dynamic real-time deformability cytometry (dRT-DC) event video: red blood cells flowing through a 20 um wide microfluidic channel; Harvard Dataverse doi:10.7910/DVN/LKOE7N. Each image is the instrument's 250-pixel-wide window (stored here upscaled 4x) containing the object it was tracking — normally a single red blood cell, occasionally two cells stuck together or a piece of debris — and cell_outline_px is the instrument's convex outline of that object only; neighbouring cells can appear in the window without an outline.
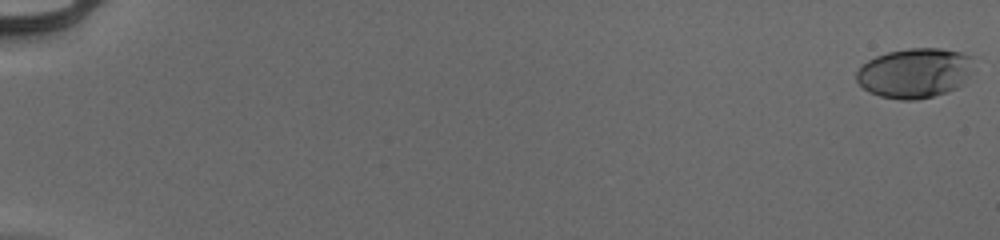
{"species": "human", "species_latin": "Homo sapiens", "temperature_condition": "cold", "stored_images_in_passage": 55, "camera_frame_rate_fps": 3000, "um_per_image_px": 0.085, "donor": {"sex": "male"}, "frame": {"image": 1, "passage_image": 1, "time_ms": 0.0, "image_size_px": [1000, 240], "cell_outline_px": [[976, 72], [964, 84], [948, 92], [916, 100], [900, 100], [880, 96], [868, 92], [856, 80], [856, 72], [868, 60], [876, 56], [888, 52], [908, 48], [940, 48], [964, 52], [972, 56]], "centroid_in_image_um": [77.84, 6.2], "position_along_channel_um": 7.2, "area_um2": 34.74}}
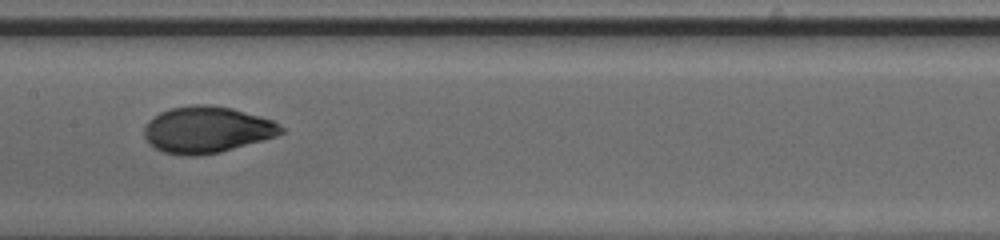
{"frame": {"image": 2, "passage_image": 31, "time_ms": 10.0, "image_size_px": [1000, 240], "cell_outline_px": [[284, 132], [276, 136], [220, 152], [196, 156], [184, 156], [164, 152], [148, 144], [144, 136], [144, 128], [148, 120], [152, 116], [160, 112], [172, 108], [192, 104], [204, 104], [232, 108], [260, 116], [272, 120], [280, 124], [284, 128]], "centroid_in_image_um": [17.56, 11.02], "position_along_channel_um": 189.8, "area_um2": 37.17}}
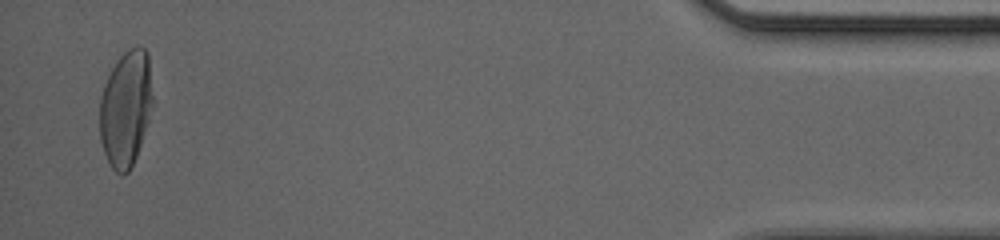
{"frame": {"image": 3, "passage_image": 54, "time_ms": 17.667, "image_size_px": [1000, 240], "cell_outline_px": [[152, 108], [136, 156], [128, 172], [124, 176], [120, 176], [112, 168], [104, 152], [100, 140], [100, 96], [104, 84], [116, 60], [128, 48], [136, 44], [140, 44], [148, 52], [152, 96]], "centroid_in_image_um": [10.68, 9.18], "position_along_channel_um": 424.5, "area_um2": 35.89}, "authors_computed_cell_mechanics": {"area_um2": 35.3736, "velocity_mm_per_s": 3.9632, "shape_relaxation_time_tau1_ms": 3.7508, "shape_relaxation_time_tau2_ms": null, "deformation_change_tau1": 0.2013, "deformation_change_tau2": null}}